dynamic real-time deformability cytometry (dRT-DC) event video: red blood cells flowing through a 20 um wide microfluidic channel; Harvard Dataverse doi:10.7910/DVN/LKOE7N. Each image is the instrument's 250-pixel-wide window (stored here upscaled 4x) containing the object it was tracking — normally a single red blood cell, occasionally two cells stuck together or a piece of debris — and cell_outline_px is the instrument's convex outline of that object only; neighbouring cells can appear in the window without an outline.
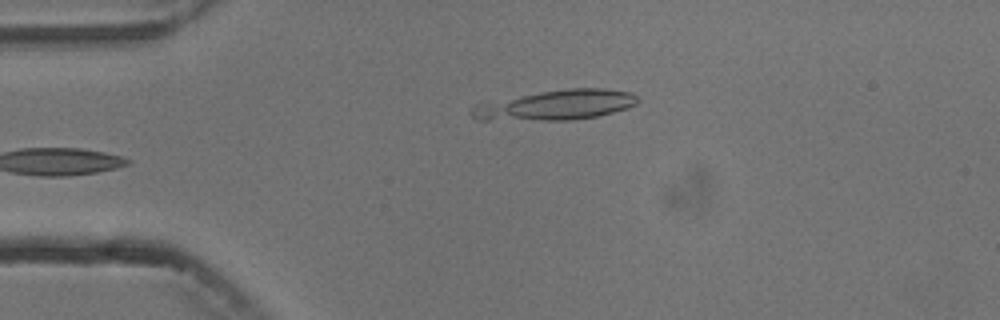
{"species": "common noctule bat (a hibernating species)", "species_latin": "Nyctalus noctula", "temperature_condition": "cold", "stored_images_in_passage": 5, "camera_frame_rate_fps": 3000, "um_per_image_px": 0.085, "animal": {"sex": "male", "body_mass_g": 13.3}, "frame": {"image": 1, "passage_image": 5, "time_ms": 5.333, "image_size_px": [1000, 320], "cell_outline_px": [[640, 100], [636, 104], [628, 108], [596, 116], [572, 120], [476, 120], [468, 112], [480, 100], [568, 88], [604, 88], [628, 92], [636, 96]], "centroid_in_image_um": [47.12, 8.92], "position_along_channel_um": 37.9, "area_um2": 29.65}}